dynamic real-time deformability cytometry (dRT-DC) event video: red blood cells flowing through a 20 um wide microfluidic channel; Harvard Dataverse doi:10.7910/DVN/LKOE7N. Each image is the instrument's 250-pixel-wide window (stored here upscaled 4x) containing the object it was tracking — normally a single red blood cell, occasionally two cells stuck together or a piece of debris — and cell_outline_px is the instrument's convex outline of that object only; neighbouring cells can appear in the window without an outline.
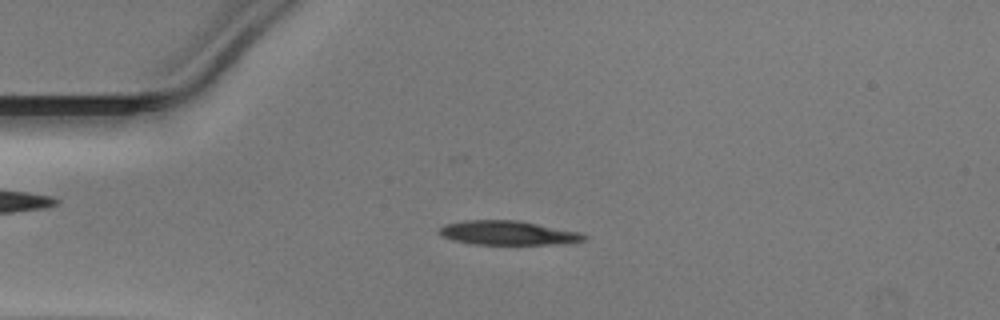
{"species": "Egyptian fruit bat (a non-hibernating species)", "species_latin": "Rousettus aegyptiacus", "temperature_condition": "warm", "stored_images_in_passage": 48, "camera_frame_rate_fps": 3000, "um_per_image_px": 0.085, "animal": {"sex": "male"}, "frame": {"image": 1, "passage_image": 11, "time_ms": 3.333, "image_size_px": [1000, 320], "cell_outline_px": [[588, 236], [584, 240], [568, 244], [472, 244], [452, 240], [440, 236], [436, 232], [444, 224], [464, 220], [520, 220], [580, 232]], "centroid_in_image_um": [43.16, 19.79], "position_along_channel_um": 41.8, "area_um2": 20.69}}
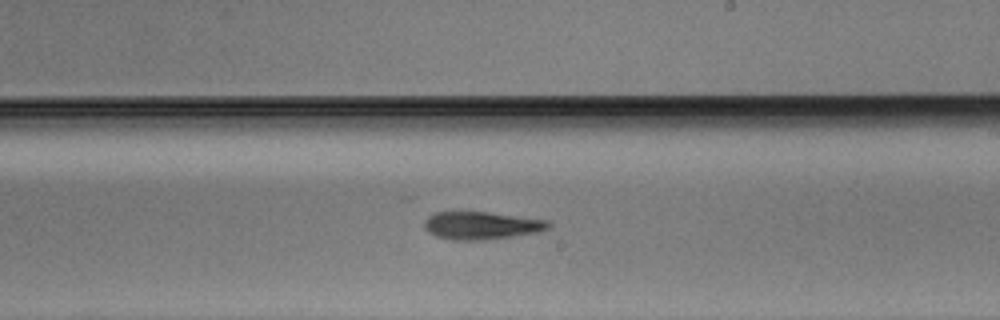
{"frame": {"image": 2, "passage_image": 28, "time_ms": 9.0, "image_size_px": [1000, 320], "cell_outline_px": [[552, 228], [540, 232], [488, 240], [452, 240], [436, 236], [428, 232], [424, 228], [424, 220], [428, 216], [436, 212], [488, 212], [552, 220]], "centroid_in_image_um": [41.0, 19.17], "position_along_channel_um": 248.0, "area_um2": 20.52}}
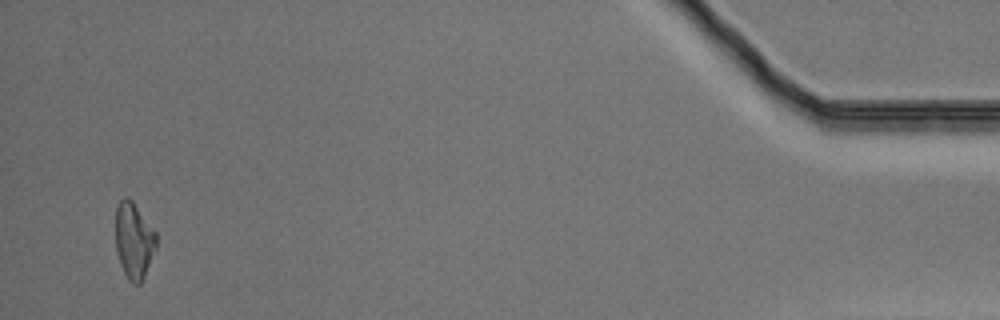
{"frame": {"image": 3, "passage_image": 47, "time_ms": 15.333, "image_size_px": [1000, 320], "cell_outline_px": [[156, 248], [144, 276], [140, 284], [132, 284], [128, 280], [120, 264], [116, 252], [116, 208], [120, 200], [124, 196], [128, 196], [132, 200], [156, 232]], "centroid_in_image_um": [11.37, 20.44], "position_along_channel_um": 423.8, "area_um2": 18.09}}